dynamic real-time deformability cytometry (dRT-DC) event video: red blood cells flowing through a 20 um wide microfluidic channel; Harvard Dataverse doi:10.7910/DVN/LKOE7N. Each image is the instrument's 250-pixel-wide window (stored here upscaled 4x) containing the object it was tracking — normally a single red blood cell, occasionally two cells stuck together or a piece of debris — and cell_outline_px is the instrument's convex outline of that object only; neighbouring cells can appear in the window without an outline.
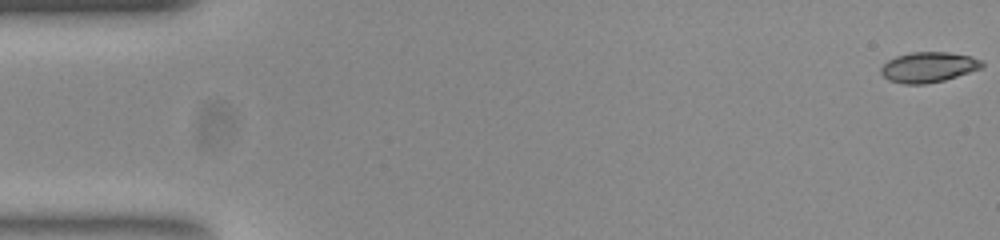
{"species": "common noctule bat (a hibernating species)", "species_latin": "Nyctalus noctula", "temperature_condition": "room temperature", "stored_images_in_passage": 54, "camera_frame_rate_fps": 3000, "um_per_image_px": 0.085, "animal": {"sex": "female", "body_mass_g": 23.0, "forearm_length_mm": 53.4}, "frame": {"image": 1, "passage_image": 1, "time_ms": 0.0, "image_size_px": [1000, 240], "cell_outline_px": [[984, 68], [944, 80], [924, 84], [904, 84], [888, 80], [880, 72], [880, 68], [888, 60], [896, 56], [912, 52], [948, 52], [968, 56], [980, 60], [984, 64]], "centroid_in_image_um": [78.91, 5.71], "position_along_channel_um": 6.1, "area_um2": 17.8}}
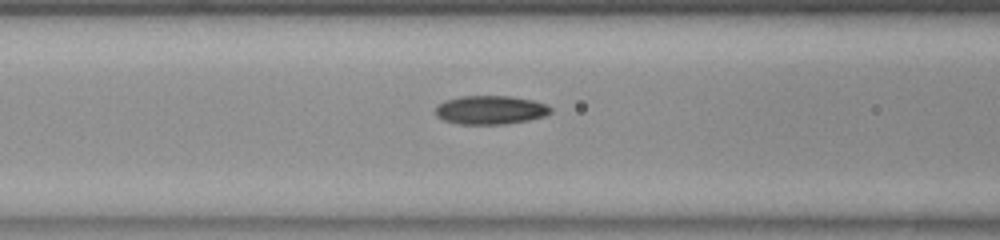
{"frame": {"image": 2, "passage_image": 22, "time_ms": 7.0, "image_size_px": [1000, 240], "cell_outline_px": [[552, 112], [544, 116], [528, 120], [504, 124], [460, 124], [444, 120], [436, 116], [436, 104], [444, 100], [460, 96], [508, 96], [532, 100], [544, 104], [552, 108]], "centroid_in_image_um": [41.65, 9.34], "position_along_channel_um": 124.9, "area_um2": 19.25}}
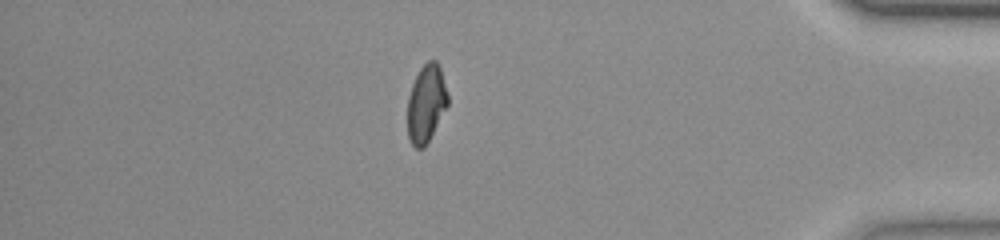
{"frame": {"image": 3, "passage_image": 47, "time_ms": 15.333, "image_size_px": [1000, 240], "cell_outline_px": [[448, 104], [424, 148], [416, 148], [412, 144], [408, 136], [408, 96], [412, 84], [420, 68], [428, 60], [436, 60], [440, 68], [448, 96]], "centroid_in_image_um": [36.22, 8.79], "position_along_channel_um": 399.0, "area_um2": 17.92}, "authors_computed_cell_mechanics": {"area_um2": 18.496, "velocity_mm_per_s": 3.7797, "shape_relaxation_time_tau1_ms": 9.0203, "shape_relaxation_time_tau2_ms": 2.4544, "deformation_change_tau1": 0.2444, "deformation_change_tau2": 0.0818}}